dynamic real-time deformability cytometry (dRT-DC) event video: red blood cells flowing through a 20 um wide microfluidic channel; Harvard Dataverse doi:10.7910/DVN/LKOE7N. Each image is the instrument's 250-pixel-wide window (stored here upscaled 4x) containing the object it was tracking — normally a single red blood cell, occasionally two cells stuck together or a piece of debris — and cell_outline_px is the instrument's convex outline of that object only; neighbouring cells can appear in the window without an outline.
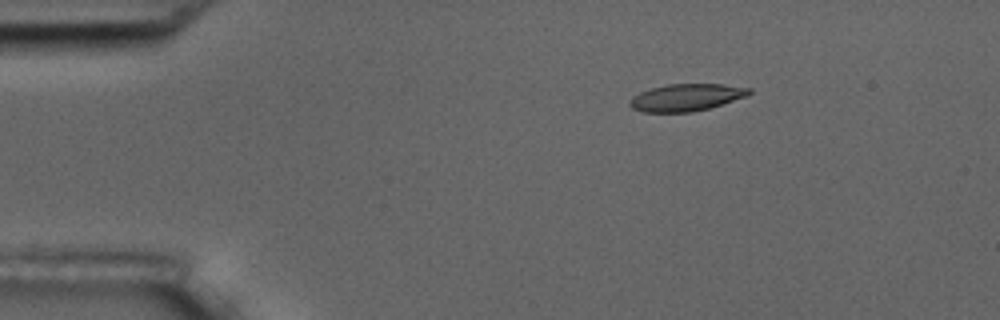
{"species": "common noctule bat (a hibernating species)", "species_latin": "Nyctalus noctula", "temperature_condition": "room temperature", "stored_images_in_passage": 49, "camera_frame_rate_fps": 3000, "um_per_image_px": 0.085, "animal": {"sex": "male", "body_mass_g": 17.5, "forearm_length_mm": 52.3}, "frame": {"image": 1, "passage_image": 2, "time_ms": 0.333, "image_size_px": [1000, 320], "cell_outline_px": [[752, 92], [748, 96], [708, 108], [692, 112], [644, 112], [632, 108], [628, 104], [632, 96], [640, 92], [652, 88], [668, 84], [720, 84], [752, 88]], "centroid_in_image_um": [58.34, 8.28], "position_along_channel_um": 26.7, "area_um2": 18.84}}
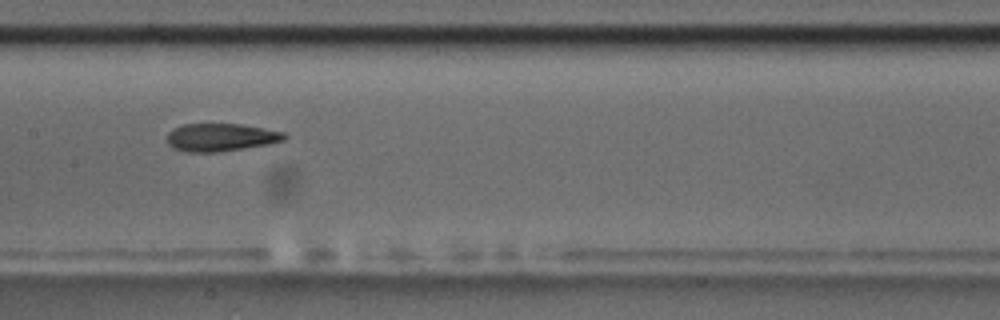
{"frame": {"image": 2, "passage_image": 21, "time_ms": 6.667, "image_size_px": [1000, 320], "cell_outline_px": [[288, 136], [284, 140], [268, 144], [220, 152], [188, 152], [172, 148], [168, 144], [168, 132], [172, 128], [180, 124], [240, 124], [284, 132]], "centroid_in_image_um": [18.74, 11.67], "position_along_channel_um": 188.7, "area_um2": 19.07}}
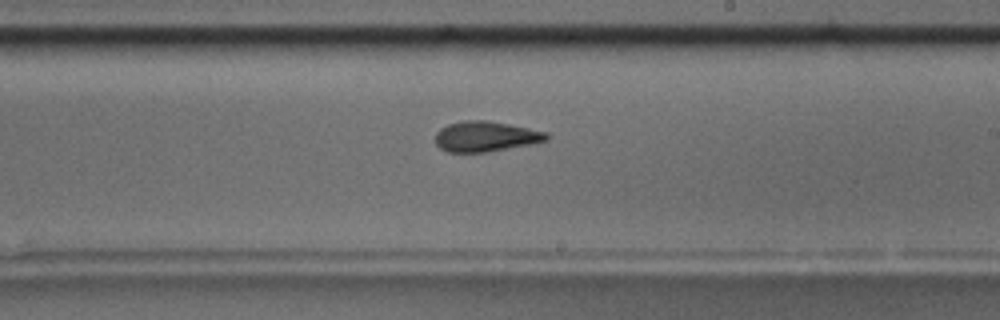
{"frame": {"image": 3, "passage_image": 26, "time_ms": 8.333, "image_size_px": [1000, 320], "cell_outline_px": [[548, 140], [528, 144], [484, 152], [448, 152], [440, 148], [436, 144], [436, 132], [440, 128], [448, 124], [464, 120], [484, 120], [508, 124], [548, 132]], "centroid_in_image_um": [41.24, 11.59], "position_along_channel_um": 247.8, "area_um2": 19.36}, "authors_computed_cell_mechanics": {"area_um2": 19.652, "velocity_mm_per_s": 3.5629, "shape_relaxation_time_tau1_ms": 5.6647, "shape_relaxation_time_tau2_ms": 3.0692, "deformation_change_tau1": 0.17, "deformation_change_tau2": 0.1064}}